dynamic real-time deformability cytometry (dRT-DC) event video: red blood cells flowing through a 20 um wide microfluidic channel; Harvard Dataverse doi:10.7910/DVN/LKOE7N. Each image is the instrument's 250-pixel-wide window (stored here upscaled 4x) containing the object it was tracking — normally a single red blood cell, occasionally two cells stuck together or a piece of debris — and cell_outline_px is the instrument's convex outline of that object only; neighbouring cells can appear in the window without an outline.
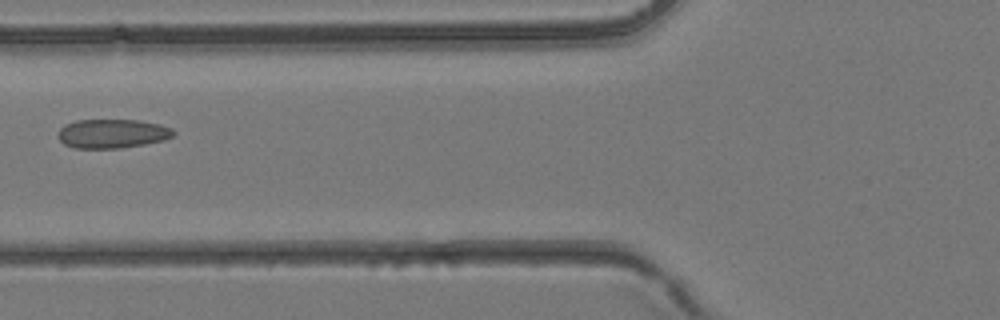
{"species": "common noctule bat (a hibernating species)", "species_latin": "Nyctalus noctula", "temperature_condition": "room temperature", "stored_images_in_passage": 3, "camera_frame_rate_fps": 3000, "um_per_image_px": 0.085, "animal": {"sex": "female", "body_mass_g": 24.6, "forearm_length_mm": 56.2}, "frame": {"image": 1, "passage_image": 3, "time_ms": 0.667, "image_size_px": [1000, 320], "cell_outline_px": [[176, 132], [172, 136], [164, 140], [144, 144], [120, 148], [72, 148], [64, 144], [56, 136], [60, 128], [64, 124], [76, 120], [140, 120], [160, 124], [172, 128]], "centroid_in_image_um": [9.52, 11.35], "position_along_channel_um": 116.3, "area_um2": 19.71}}